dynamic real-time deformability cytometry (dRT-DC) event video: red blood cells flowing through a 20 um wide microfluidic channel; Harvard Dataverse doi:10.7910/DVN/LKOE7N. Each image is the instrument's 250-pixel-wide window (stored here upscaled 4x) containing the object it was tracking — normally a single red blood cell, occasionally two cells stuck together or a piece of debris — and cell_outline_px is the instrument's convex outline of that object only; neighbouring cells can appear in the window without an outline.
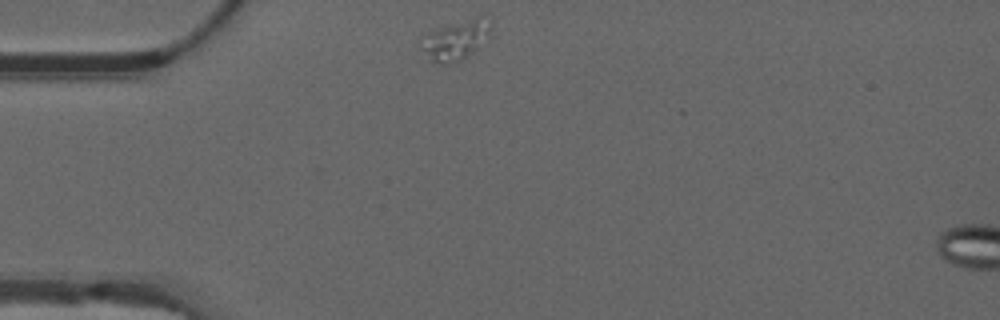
{"species": "common noctule bat (a hibernating species)", "species_latin": "Nyctalus noctula", "temperature_condition": "warm", "stored_images_in_passage": 36, "camera_frame_rate_fps": 3000, "um_per_image_px": 0.085, "animal": {"sex": "male", "forearm_length_mm": 52.5}, "frame": {"image": 1, "passage_image": 1, "time_ms": 0.0, "image_size_px": [1000, 320], "cell_outline_px": [[492, 20], [488, 36], [476, 48], [460, 60], [452, 64], [440, 64], [428, 60], [420, 48], [420, 32], [476, 16], [480, 16]], "centroid_in_image_um": [38.61, 3.38], "position_along_channel_um": 46.4, "area_um2": 16.59}}
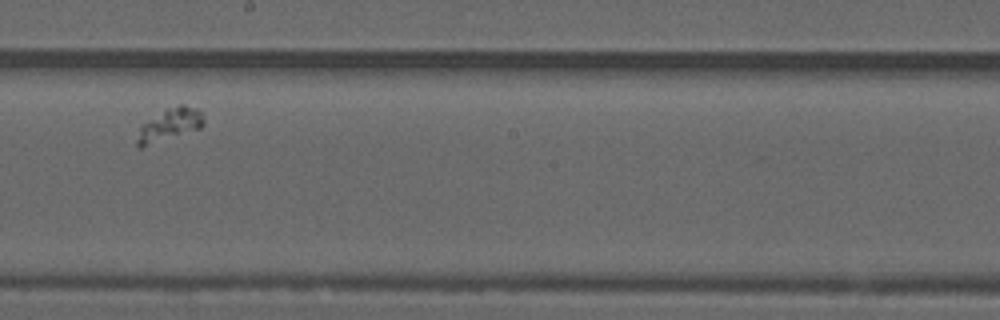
{"frame": {"image": 2, "passage_image": 20, "time_ms": 6.333, "image_size_px": [1000, 320], "cell_outline_px": [[204, 124], [200, 128], [140, 148], [136, 144], [136, 140], [140, 124], [168, 108], [180, 104], [184, 104], [200, 108], [204, 112]], "centroid_in_image_um": [14.44, 10.58], "position_along_channel_um": 233.8, "area_um2": 12.77}}
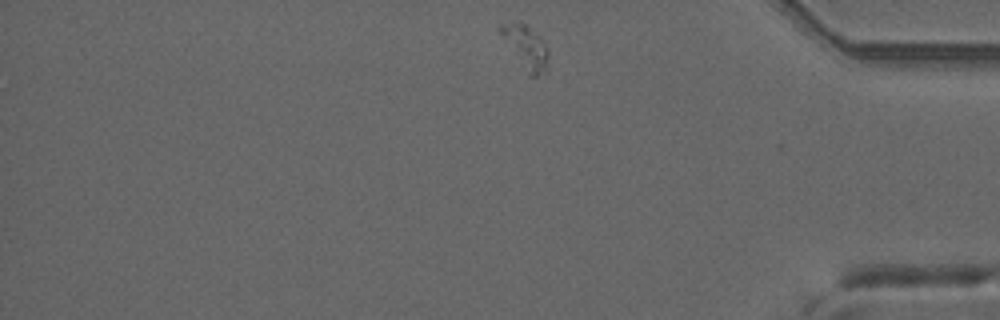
{"frame": {"image": 3, "passage_image": 36, "time_ms": 11.667, "image_size_px": [1000, 320], "cell_outline_px": [[548, 56], [544, 68], [536, 76], [528, 76], [496, 28], [500, 24], [520, 20], [528, 24], [544, 40], [548, 52]], "centroid_in_image_um": [44.64, 3.9], "position_along_channel_um": 390.6, "area_um2": 12.14}}